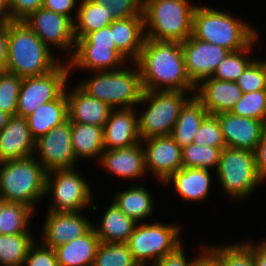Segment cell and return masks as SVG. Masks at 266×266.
Returning a JSON list of instances; mask_svg holds the SVG:
<instances>
[{
	"label": "cell",
	"mask_w": 266,
	"mask_h": 266,
	"mask_svg": "<svg viewBox=\"0 0 266 266\" xmlns=\"http://www.w3.org/2000/svg\"><path fill=\"white\" fill-rule=\"evenodd\" d=\"M135 63L139 68L144 90L183 91L195 94L196 86L187 75L180 42L145 38Z\"/></svg>",
	"instance_id": "6da1fadb"
},
{
	"label": "cell",
	"mask_w": 266,
	"mask_h": 266,
	"mask_svg": "<svg viewBox=\"0 0 266 266\" xmlns=\"http://www.w3.org/2000/svg\"><path fill=\"white\" fill-rule=\"evenodd\" d=\"M24 21L8 22V58L6 71L19 77L45 75L62 61Z\"/></svg>",
	"instance_id": "7a4b0ae2"
},
{
	"label": "cell",
	"mask_w": 266,
	"mask_h": 266,
	"mask_svg": "<svg viewBox=\"0 0 266 266\" xmlns=\"http://www.w3.org/2000/svg\"><path fill=\"white\" fill-rule=\"evenodd\" d=\"M197 4L193 14L192 38L234 52L247 48L258 37L257 29L242 19L211 6Z\"/></svg>",
	"instance_id": "3957f363"
},
{
	"label": "cell",
	"mask_w": 266,
	"mask_h": 266,
	"mask_svg": "<svg viewBox=\"0 0 266 266\" xmlns=\"http://www.w3.org/2000/svg\"><path fill=\"white\" fill-rule=\"evenodd\" d=\"M196 6L191 0H143L145 38L184 42L192 35Z\"/></svg>",
	"instance_id": "277c9868"
},
{
	"label": "cell",
	"mask_w": 266,
	"mask_h": 266,
	"mask_svg": "<svg viewBox=\"0 0 266 266\" xmlns=\"http://www.w3.org/2000/svg\"><path fill=\"white\" fill-rule=\"evenodd\" d=\"M132 64L135 67L129 68L127 63L126 68L94 72V76L82 79L77 85L112 109L137 108L144 89L139 68L135 62Z\"/></svg>",
	"instance_id": "5b68a950"
},
{
	"label": "cell",
	"mask_w": 266,
	"mask_h": 266,
	"mask_svg": "<svg viewBox=\"0 0 266 266\" xmlns=\"http://www.w3.org/2000/svg\"><path fill=\"white\" fill-rule=\"evenodd\" d=\"M47 173L34 156L0 162V199L34 210L45 198Z\"/></svg>",
	"instance_id": "8992f818"
},
{
	"label": "cell",
	"mask_w": 266,
	"mask_h": 266,
	"mask_svg": "<svg viewBox=\"0 0 266 266\" xmlns=\"http://www.w3.org/2000/svg\"><path fill=\"white\" fill-rule=\"evenodd\" d=\"M191 96L183 91L144 90L139 104L148 106L138 114L141 140L171 135L183 104Z\"/></svg>",
	"instance_id": "52a82bcc"
},
{
	"label": "cell",
	"mask_w": 266,
	"mask_h": 266,
	"mask_svg": "<svg viewBox=\"0 0 266 266\" xmlns=\"http://www.w3.org/2000/svg\"><path fill=\"white\" fill-rule=\"evenodd\" d=\"M179 226L163 221L137 223L126 242L133 259L139 266L156 264L182 244Z\"/></svg>",
	"instance_id": "ba28073f"
},
{
	"label": "cell",
	"mask_w": 266,
	"mask_h": 266,
	"mask_svg": "<svg viewBox=\"0 0 266 266\" xmlns=\"http://www.w3.org/2000/svg\"><path fill=\"white\" fill-rule=\"evenodd\" d=\"M224 193L237 201L247 199L263 180L259 177L254 152L225 147L215 172Z\"/></svg>",
	"instance_id": "9c48e42d"
},
{
	"label": "cell",
	"mask_w": 266,
	"mask_h": 266,
	"mask_svg": "<svg viewBox=\"0 0 266 266\" xmlns=\"http://www.w3.org/2000/svg\"><path fill=\"white\" fill-rule=\"evenodd\" d=\"M88 181L81 176L77 169L54 170L47 173L45 198L53 196L47 211L53 212H82L97 206L93 203V192Z\"/></svg>",
	"instance_id": "30bf717a"
},
{
	"label": "cell",
	"mask_w": 266,
	"mask_h": 266,
	"mask_svg": "<svg viewBox=\"0 0 266 266\" xmlns=\"http://www.w3.org/2000/svg\"><path fill=\"white\" fill-rule=\"evenodd\" d=\"M64 63L45 75L22 78L17 115L26 118L41 104L57 99L65 91L72 74L67 60Z\"/></svg>",
	"instance_id": "8fae6325"
},
{
	"label": "cell",
	"mask_w": 266,
	"mask_h": 266,
	"mask_svg": "<svg viewBox=\"0 0 266 266\" xmlns=\"http://www.w3.org/2000/svg\"><path fill=\"white\" fill-rule=\"evenodd\" d=\"M23 21L50 50L57 47L55 49L62 51V53L67 51L68 60L72 57L76 39L73 31V21L69 17L41 7ZM68 52L72 54L70 55Z\"/></svg>",
	"instance_id": "7c38bea8"
},
{
	"label": "cell",
	"mask_w": 266,
	"mask_h": 266,
	"mask_svg": "<svg viewBox=\"0 0 266 266\" xmlns=\"http://www.w3.org/2000/svg\"><path fill=\"white\" fill-rule=\"evenodd\" d=\"M71 137V121L68 119L35 141L34 158L47 172L77 168Z\"/></svg>",
	"instance_id": "4fadbf2b"
},
{
	"label": "cell",
	"mask_w": 266,
	"mask_h": 266,
	"mask_svg": "<svg viewBox=\"0 0 266 266\" xmlns=\"http://www.w3.org/2000/svg\"><path fill=\"white\" fill-rule=\"evenodd\" d=\"M181 45L187 75L195 86L202 80L211 78L218 64L230 52L217 44L191 36L181 42Z\"/></svg>",
	"instance_id": "5bb4252c"
},
{
	"label": "cell",
	"mask_w": 266,
	"mask_h": 266,
	"mask_svg": "<svg viewBox=\"0 0 266 266\" xmlns=\"http://www.w3.org/2000/svg\"><path fill=\"white\" fill-rule=\"evenodd\" d=\"M141 144L147 173H152L162 185L182 168V148L170 135L141 140Z\"/></svg>",
	"instance_id": "9a60e30c"
},
{
	"label": "cell",
	"mask_w": 266,
	"mask_h": 266,
	"mask_svg": "<svg viewBox=\"0 0 266 266\" xmlns=\"http://www.w3.org/2000/svg\"><path fill=\"white\" fill-rule=\"evenodd\" d=\"M83 212L48 211L42 225L43 245L55 249L73 239L83 236L92 226L93 221L83 216Z\"/></svg>",
	"instance_id": "2e32d148"
},
{
	"label": "cell",
	"mask_w": 266,
	"mask_h": 266,
	"mask_svg": "<svg viewBox=\"0 0 266 266\" xmlns=\"http://www.w3.org/2000/svg\"><path fill=\"white\" fill-rule=\"evenodd\" d=\"M216 116L226 141V147L254 152L266 125L263 121L230 112L219 113Z\"/></svg>",
	"instance_id": "e0dca14e"
},
{
	"label": "cell",
	"mask_w": 266,
	"mask_h": 266,
	"mask_svg": "<svg viewBox=\"0 0 266 266\" xmlns=\"http://www.w3.org/2000/svg\"><path fill=\"white\" fill-rule=\"evenodd\" d=\"M113 109L103 126L104 150L128 148L141 142L138 110Z\"/></svg>",
	"instance_id": "ac0fdd59"
},
{
	"label": "cell",
	"mask_w": 266,
	"mask_h": 266,
	"mask_svg": "<svg viewBox=\"0 0 266 266\" xmlns=\"http://www.w3.org/2000/svg\"><path fill=\"white\" fill-rule=\"evenodd\" d=\"M97 165L118 179H126L125 181H137L146 176L147 172L141 142L128 148L104 150Z\"/></svg>",
	"instance_id": "d6986e66"
},
{
	"label": "cell",
	"mask_w": 266,
	"mask_h": 266,
	"mask_svg": "<svg viewBox=\"0 0 266 266\" xmlns=\"http://www.w3.org/2000/svg\"><path fill=\"white\" fill-rule=\"evenodd\" d=\"M35 139L25 117L13 115L0 131V162L34 156Z\"/></svg>",
	"instance_id": "ffe728a7"
},
{
	"label": "cell",
	"mask_w": 266,
	"mask_h": 266,
	"mask_svg": "<svg viewBox=\"0 0 266 266\" xmlns=\"http://www.w3.org/2000/svg\"><path fill=\"white\" fill-rule=\"evenodd\" d=\"M194 95L201 101L208 114L216 115L230 112L243 96V91L234 81L207 78L196 86Z\"/></svg>",
	"instance_id": "44dd1931"
},
{
	"label": "cell",
	"mask_w": 266,
	"mask_h": 266,
	"mask_svg": "<svg viewBox=\"0 0 266 266\" xmlns=\"http://www.w3.org/2000/svg\"><path fill=\"white\" fill-rule=\"evenodd\" d=\"M70 70L83 69L84 72L112 71L130 62L118 49L95 47V45H75L72 57L67 60ZM125 63V65H124ZM74 69V70H73Z\"/></svg>",
	"instance_id": "7402d4cb"
},
{
	"label": "cell",
	"mask_w": 266,
	"mask_h": 266,
	"mask_svg": "<svg viewBox=\"0 0 266 266\" xmlns=\"http://www.w3.org/2000/svg\"><path fill=\"white\" fill-rule=\"evenodd\" d=\"M68 89L70 87L67 83L65 91L68 101V119L72 122L103 127L113 109L105 102L87 94L77 84L71 90Z\"/></svg>",
	"instance_id": "603a6c76"
},
{
	"label": "cell",
	"mask_w": 266,
	"mask_h": 266,
	"mask_svg": "<svg viewBox=\"0 0 266 266\" xmlns=\"http://www.w3.org/2000/svg\"><path fill=\"white\" fill-rule=\"evenodd\" d=\"M211 170L182 167L172 174L163 185L173 184V188L185 202H205L211 189Z\"/></svg>",
	"instance_id": "cb8c5ba5"
},
{
	"label": "cell",
	"mask_w": 266,
	"mask_h": 266,
	"mask_svg": "<svg viewBox=\"0 0 266 266\" xmlns=\"http://www.w3.org/2000/svg\"><path fill=\"white\" fill-rule=\"evenodd\" d=\"M109 26L113 30L116 48L131 62H135L139 58L145 40L144 17L118 19Z\"/></svg>",
	"instance_id": "d4e9b609"
},
{
	"label": "cell",
	"mask_w": 266,
	"mask_h": 266,
	"mask_svg": "<svg viewBox=\"0 0 266 266\" xmlns=\"http://www.w3.org/2000/svg\"><path fill=\"white\" fill-rule=\"evenodd\" d=\"M100 244L92 226L83 236L54 249L59 266H93Z\"/></svg>",
	"instance_id": "484cf974"
},
{
	"label": "cell",
	"mask_w": 266,
	"mask_h": 266,
	"mask_svg": "<svg viewBox=\"0 0 266 266\" xmlns=\"http://www.w3.org/2000/svg\"><path fill=\"white\" fill-rule=\"evenodd\" d=\"M28 127L35 141L46 135L52 128L68 120V101L66 91L57 99L41 104L26 117Z\"/></svg>",
	"instance_id": "4316f807"
},
{
	"label": "cell",
	"mask_w": 266,
	"mask_h": 266,
	"mask_svg": "<svg viewBox=\"0 0 266 266\" xmlns=\"http://www.w3.org/2000/svg\"><path fill=\"white\" fill-rule=\"evenodd\" d=\"M98 225L93 223V228L101 243H126L137 222L124 214L112 202L107 207Z\"/></svg>",
	"instance_id": "83f0119b"
},
{
	"label": "cell",
	"mask_w": 266,
	"mask_h": 266,
	"mask_svg": "<svg viewBox=\"0 0 266 266\" xmlns=\"http://www.w3.org/2000/svg\"><path fill=\"white\" fill-rule=\"evenodd\" d=\"M112 199L117 207L128 217L142 223L152 216L155 202L151 192L143 185L132 184L131 187L117 192Z\"/></svg>",
	"instance_id": "f1b7e54d"
},
{
	"label": "cell",
	"mask_w": 266,
	"mask_h": 266,
	"mask_svg": "<svg viewBox=\"0 0 266 266\" xmlns=\"http://www.w3.org/2000/svg\"><path fill=\"white\" fill-rule=\"evenodd\" d=\"M72 148L78 162L82 159H97L104 151L103 127L71 121Z\"/></svg>",
	"instance_id": "f546056e"
},
{
	"label": "cell",
	"mask_w": 266,
	"mask_h": 266,
	"mask_svg": "<svg viewBox=\"0 0 266 266\" xmlns=\"http://www.w3.org/2000/svg\"><path fill=\"white\" fill-rule=\"evenodd\" d=\"M207 115L208 112L201 101L192 95L183 104L170 136L181 148L193 143L195 132Z\"/></svg>",
	"instance_id": "4dcf8cb0"
},
{
	"label": "cell",
	"mask_w": 266,
	"mask_h": 266,
	"mask_svg": "<svg viewBox=\"0 0 266 266\" xmlns=\"http://www.w3.org/2000/svg\"><path fill=\"white\" fill-rule=\"evenodd\" d=\"M73 21L75 38H83L88 33L109 26L113 14L109 7L95 3L93 0H80L78 11Z\"/></svg>",
	"instance_id": "1f68e13d"
},
{
	"label": "cell",
	"mask_w": 266,
	"mask_h": 266,
	"mask_svg": "<svg viewBox=\"0 0 266 266\" xmlns=\"http://www.w3.org/2000/svg\"><path fill=\"white\" fill-rule=\"evenodd\" d=\"M35 210L21 203L6 202L2 199V213H0V234L13 235L31 233L30 220ZM32 218V219H31Z\"/></svg>",
	"instance_id": "d6a6232c"
},
{
	"label": "cell",
	"mask_w": 266,
	"mask_h": 266,
	"mask_svg": "<svg viewBox=\"0 0 266 266\" xmlns=\"http://www.w3.org/2000/svg\"><path fill=\"white\" fill-rule=\"evenodd\" d=\"M34 236L31 233L0 234V266H23L29 248L36 241Z\"/></svg>",
	"instance_id": "836d02e7"
},
{
	"label": "cell",
	"mask_w": 266,
	"mask_h": 266,
	"mask_svg": "<svg viewBox=\"0 0 266 266\" xmlns=\"http://www.w3.org/2000/svg\"><path fill=\"white\" fill-rule=\"evenodd\" d=\"M258 37L245 49L229 52L218 64L211 78L221 81H236L244 72L246 67L255 59L251 55L253 46H256ZM251 52V53H250ZM251 55V56H250ZM250 56V57H249Z\"/></svg>",
	"instance_id": "e575fe53"
},
{
	"label": "cell",
	"mask_w": 266,
	"mask_h": 266,
	"mask_svg": "<svg viewBox=\"0 0 266 266\" xmlns=\"http://www.w3.org/2000/svg\"><path fill=\"white\" fill-rule=\"evenodd\" d=\"M206 248L219 260L221 266H254L253 244L250 240L233 245H206Z\"/></svg>",
	"instance_id": "d590c367"
},
{
	"label": "cell",
	"mask_w": 266,
	"mask_h": 266,
	"mask_svg": "<svg viewBox=\"0 0 266 266\" xmlns=\"http://www.w3.org/2000/svg\"><path fill=\"white\" fill-rule=\"evenodd\" d=\"M221 149L206 145L191 143L182 148V167L201 168L217 171L219 167Z\"/></svg>",
	"instance_id": "8d00e7d4"
},
{
	"label": "cell",
	"mask_w": 266,
	"mask_h": 266,
	"mask_svg": "<svg viewBox=\"0 0 266 266\" xmlns=\"http://www.w3.org/2000/svg\"><path fill=\"white\" fill-rule=\"evenodd\" d=\"M93 266H139L126 243H101Z\"/></svg>",
	"instance_id": "74e56055"
},
{
	"label": "cell",
	"mask_w": 266,
	"mask_h": 266,
	"mask_svg": "<svg viewBox=\"0 0 266 266\" xmlns=\"http://www.w3.org/2000/svg\"><path fill=\"white\" fill-rule=\"evenodd\" d=\"M230 113L260 120L266 124V90L243 93Z\"/></svg>",
	"instance_id": "f35d334b"
},
{
	"label": "cell",
	"mask_w": 266,
	"mask_h": 266,
	"mask_svg": "<svg viewBox=\"0 0 266 266\" xmlns=\"http://www.w3.org/2000/svg\"><path fill=\"white\" fill-rule=\"evenodd\" d=\"M21 81L22 77L8 71L0 75V110L10 116L17 115Z\"/></svg>",
	"instance_id": "ab89813d"
},
{
	"label": "cell",
	"mask_w": 266,
	"mask_h": 266,
	"mask_svg": "<svg viewBox=\"0 0 266 266\" xmlns=\"http://www.w3.org/2000/svg\"><path fill=\"white\" fill-rule=\"evenodd\" d=\"M193 143L220 148L226 147V141L216 115L208 114L195 132Z\"/></svg>",
	"instance_id": "60d3db41"
},
{
	"label": "cell",
	"mask_w": 266,
	"mask_h": 266,
	"mask_svg": "<svg viewBox=\"0 0 266 266\" xmlns=\"http://www.w3.org/2000/svg\"><path fill=\"white\" fill-rule=\"evenodd\" d=\"M243 93L266 90V75L258 58H255L235 81Z\"/></svg>",
	"instance_id": "b9f144b4"
},
{
	"label": "cell",
	"mask_w": 266,
	"mask_h": 266,
	"mask_svg": "<svg viewBox=\"0 0 266 266\" xmlns=\"http://www.w3.org/2000/svg\"><path fill=\"white\" fill-rule=\"evenodd\" d=\"M109 7L113 21L133 16H143V0H93Z\"/></svg>",
	"instance_id": "7bdbcfd3"
},
{
	"label": "cell",
	"mask_w": 266,
	"mask_h": 266,
	"mask_svg": "<svg viewBox=\"0 0 266 266\" xmlns=\"http://www.w3.org/2000/svg\"><path fill=\"white\" fill-rule=\"evenodd\" d=\"M23 266H59L54 249L34 242L28 250Z\"/></svg>",
	"instance_id": "ee69618b"
},
{
	"label": "cell",
	"mask_w": 266,
	"mask_h": 266,
	"mask_svg": "<svg viewBox=\"0 0 266 266\" xmlns=\"http://www.w3.org/2000/svg\"><path fill=\"white\" fill-rule=\"evenodd\" d=\"M75 45H95V47H110L117 49L113 40V30L110 26L88 33L83 38H75Z\"/></svg>",
	"instance_id": "f6af8a7d"
},
{
	"label": "cell",
	"mask_w": 266,
	"mask_h": 266,
	"mask_svg": "<svg viewBox=\"0 0 266 266\" xmlns=\"http://www.w3.org/2000/svg\"><path fill=\"white\" fill-rule=\"evenodd\" d=\"M11 21H23L32 12L43 6L44 0H8Z\"/></svg>",
	"instance_id": "bcb514c9"
},
{
	"label": "cell",
	"mask_w": 266,
	"mask_h": 266,
	"mask_svg": "<svg viewBox=\"0 0 266 266\" xmlns=\"http://www.w3.org/2000/svg\"><path fill=\"white\" fill-rule=\"evenodd\" d=\"M80 0H44L43 8L59 14H63L74 21L75 17L72 11H78ZM74 18V19H73Z\"/></svg>",
	"instance_id": "7dc6e473"
},
{
	"label": "cell",
	"mask_w": 266,
	"mask_h": 266,
	"mask_svg": "<svg viewBox=\"0 0 266 266\" xmlns=\"http://www.w3.org/2000/svg\"><path fill=\"white\" fill-rule=\"evenodd\" d=\"M184 250L183 244H181L174 251L166 254L156 264L150 266H192L195 258L188 260Z\"/></svg>",
	"instance_id": "c3c4849f"
},
{
	"label": "cell",
	"mask_w": 266,
	"mask_h": 266,
	"mask_svg": "<svg viewBox=\"0 0 266 266\" xmlns=\"http://www.w3.org/2000/svg\"><path fill=\"white\" fill-rule=\"evenodd\" d=\"M254 155L257 173L264 182L266 181V125L261 140L256 145Z\"/></svg>",
	"instance_id": "681fc988"
},
{
	"label": "cell",
	"mask_w": 266,
	"mask_h": 266,
	"mask_svg": "<svg viewBox=\"0 0 266 266\" xmlns=\"http://www.w3.org/2000/svg\"><path fill=\"white\" fill-rule=\"evenodd\" d=\"M8 58V22H0V70L6 71Z\"/></svg>",
	"instance_id": "f907efd6"
},
{
	"label": "cell",
	"mask_w": 266,
	"mask_h": 266,
	"mask_svg": "<svg viewBox=\"0 0 266 266\" xmlns=\"http://www.w3.org/2000/svg\"><path fill=\"white\" fill-rule=\"evenodd\" d=\"M203 253L195 257L192 266H221L219 260L204 245L200 248Z\"/></svg>",
	"instance_id": "816d5d0a"
},
{
	"label": "cell",
	"mask_w": 266,
	"mask_h": 266,
	"mask_svg": "<svg viewBox=\"0 0 266 266\" xmlns=\"http://www.w3.org/2000/svg\"><path fill=\"white\" fill-rule=\"evenodd\" d=\"M252 243L254 266H266V239H262L260 244Z\"/></svg>",
	"instance_id": "f5cc1de1"
},
{
	"label": "cell",
	"mask_w": 266,
	"mask_h": 266,
	"mask_svg": "<svg viewBox=\"0 0 266 266\" xmlns=\"http://www.w3.org/2000/svg\"><path fill=\"white\" fill-rule=\"evenodd\" d=\"M0 22H11V11L8 0H0Z\"/></svg>",
	"instance_id": "db71d44e"
},
{
	"label": "cell",
	"mask_w": 266,
	"mask_h": 266,
	"mask_svg": "<svg viewBox=\"0 0 266 266\" xmlns=\"http://www.w3.org/2000/svg\"><path fill=\"white\" fill-rule=\"evenodd\" d=\"M11 116L0 110V131L4 128V126L8 123V120Z\"/></svg>",
	"instance_id": "11a10c76"
},
{
	"label": "cell",
	"mask_w": 266,
	"mask_h": 266,
	"mask_svg": "<svg viewBox=\"0 0 266 266\" xmlns=\"http://www.w3.org/2000/svg\"><path fill=\"white\" fill-rule=\"evenodd\" d=\"M259 60L261 61V64L263 65V68H264V71H265V75H266V60H263V59H260Z\"/></svg>",
	"instance_id": "9f6ffc18"
},
{
	"label": "cell",
	"mask_w": 266,
	"mask_h": 266,
	"mask_svg": "<svg viewBox=\"0 0 266 266\" xmlns=\"http://www.w3.org/2000/svg\"><path fill=\"white\" fill-rule=\"evenodd\" d=\"M0 213H2V199H0Z\"/></svg>",
	"instance_id": "6f0895ef"
}]
</instances>
